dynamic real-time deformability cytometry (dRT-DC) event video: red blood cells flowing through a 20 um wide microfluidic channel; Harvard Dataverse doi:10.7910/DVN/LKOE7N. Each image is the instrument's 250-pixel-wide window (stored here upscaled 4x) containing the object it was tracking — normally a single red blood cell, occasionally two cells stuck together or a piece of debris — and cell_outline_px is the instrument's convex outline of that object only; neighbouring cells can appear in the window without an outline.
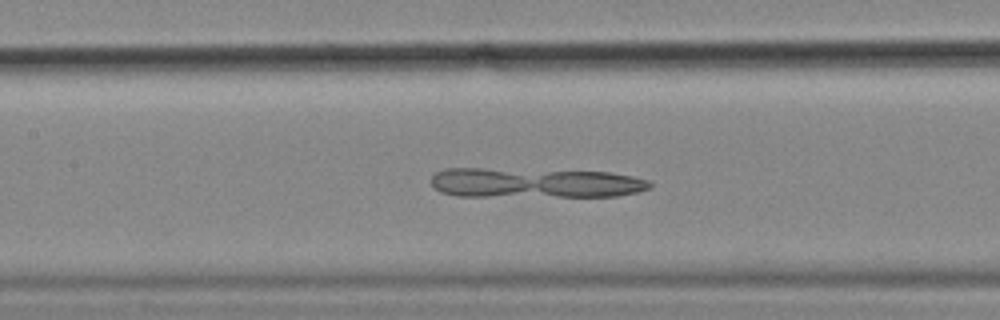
{"species": "common noctule bat (a hibernating species)", "species_latin": "Nyctalus noctula", "temperature_condition": "cold", "stored_images_in_passage": 56, "camera_frame_rate_fps": 3000, "um_per_image_px": 0.085, "animal": {"sex": "female", "body_mass_g": 18.4}, "frame": {"image": 1, "passage_image": 25, "time_ms": 8.0, "image_size_px": [1000, 320], "cell_outline_px": [[652, 188], [636, 192], [616, 196], [456, 196], [440, 192], [432, 184], [432, 176], [436, 172], [444, 168], [484, 168], [608, 172], [632, 176], [648, 180], [652, 184]], "centroid_in_image_um": [45.45, 15.54], "position_along_channel_um": 162.0, "area_um2": 38.15}}